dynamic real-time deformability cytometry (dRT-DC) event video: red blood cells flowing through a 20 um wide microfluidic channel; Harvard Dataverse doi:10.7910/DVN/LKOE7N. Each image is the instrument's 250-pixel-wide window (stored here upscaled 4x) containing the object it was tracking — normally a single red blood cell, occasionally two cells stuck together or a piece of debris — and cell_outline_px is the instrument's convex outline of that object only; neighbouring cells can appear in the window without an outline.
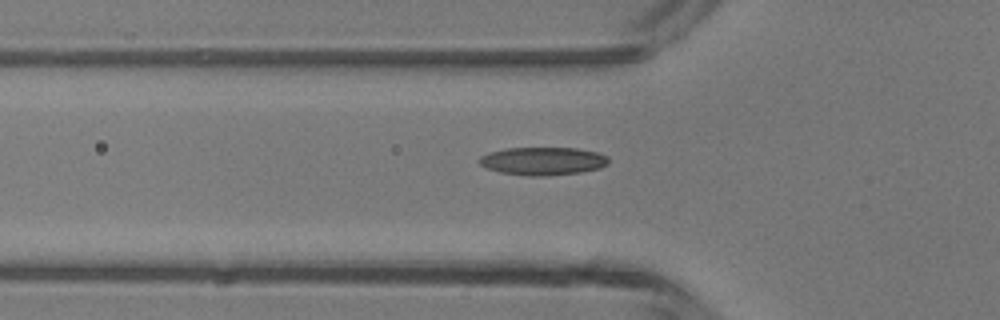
{"species": "common noctule bat (a hibernating species)", "species_latin": "Nyctalus noctula", "temperature_condition": "room temperature", "stored_images_in_passage": 34, "camera_frame_rate_fps": 3000, "um_per_image_px": 0.085, "animal": {"sex": "male", "body_mass_g": 13.3}, "frame": {"image": 1, "passage_image": 4, "time_ms": 1.0, "image_size_px": [1000, 320], "cell_outline_px": [[608, 164], [600, 168], [580, 172], [544, 176], [528, 176], [500, 172], [484, 168], [476, 160], [480, 156], [488, 152], [508, 148], [576, 148], [596, 152], [608, 156]], "centroid_in_image_um": [46.1, 13.69], "position_along_channel_um": 79.7, "area_um2": 21.21}}
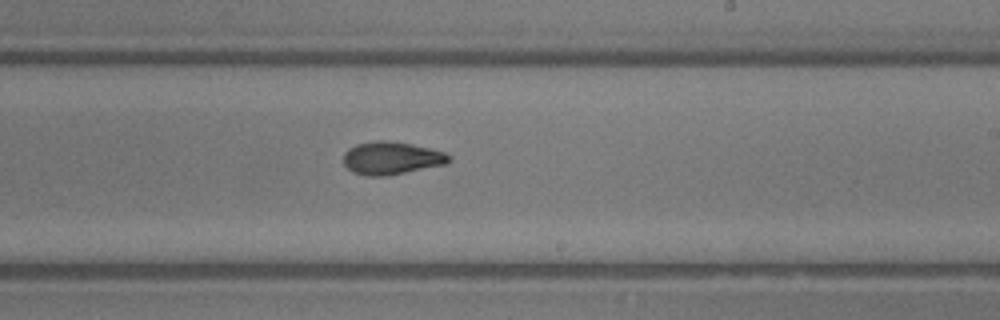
{"frame": {"image": 2, "passage_image": 16, "time_ms": 5.0, "image_size_px": [1000, 320], "cell_outline_px": [[452, 160], [448, 164], [388, 176], [368, 176], [352, 172], [344, 164], [344, 152], [348, 148], [356, 144], [376, 140], [388, 140], [412, 144], [432, 148], [444, 152], [452, 156]], "centroid_in_image_um": [33.32, 13.44], "position_along_channel_um": 255.7, "area_um2": 20.58}}
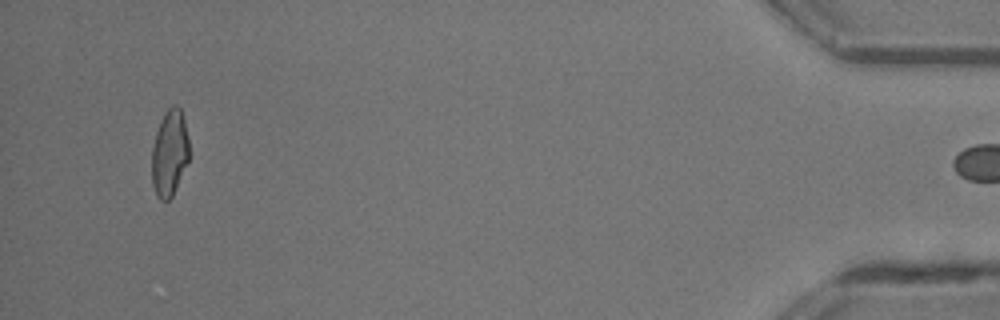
{"frame": {"image": 3, "passage_image": 33, "time_ms": 10.667, "image_size_px": [1000, 320], "cell_outline_px": [[188, 160], [172, 196], [168, 200], [160, 200], [156, 196], [152, 184], [152, 148], [156, 132], [160, 120], [164, 112], [172, 104], [176, 104], [180, 108], [184, 120], [188, 136]], "centroid_in_image_um": [14.39, 12.98], "position_along_channel_um": 420.8, "area_um2": 18.73}}